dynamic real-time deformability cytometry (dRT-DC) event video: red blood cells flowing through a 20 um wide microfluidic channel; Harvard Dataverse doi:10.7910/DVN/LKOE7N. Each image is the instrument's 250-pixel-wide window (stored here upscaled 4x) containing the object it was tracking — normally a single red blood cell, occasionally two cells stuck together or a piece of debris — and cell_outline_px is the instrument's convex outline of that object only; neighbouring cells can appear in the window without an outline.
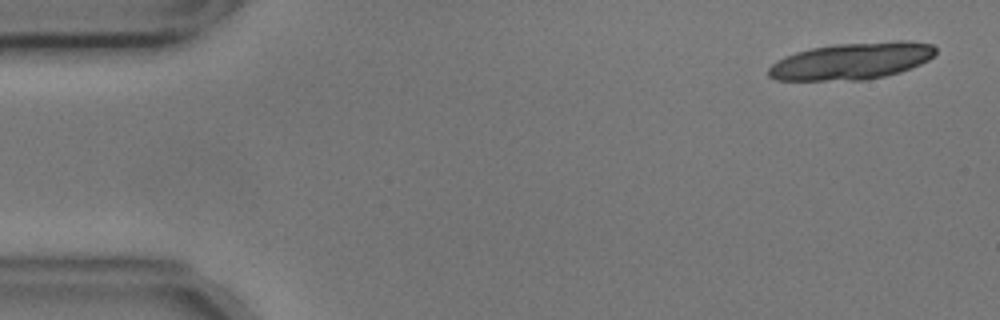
{"species": "common noctule bat (a hibernating species)", "species_latin": "Nyctalus noctula", "temperature_condition": "cold", "stored_images_in_passage": 17, "camera_frame_rate_fps": 3000, "um_per_image_px": 0.085, "animal": {"sex": "male", "body_mass_g": 17.9, "forearm_length_mm": 54.2}, "frame": {"image": 1, "passage_image": 1, "time_ms": 0.0, "image_size_px": [1000, 320], "cell_outline_px": [[936, 52], [928, 60], [920, 64], [900, 72], [884, 76], [864, 80], [776, 80], [768, 76], [768, 68], [772, 64], [784, 56], [796, 52], [812, 48], [836, 44], [896, 40], [908, 40], [932, 44], [936, 48]], "centroid_in_image_um": [72.41, 5.18], "position_along_channel_um": 12.6, "area_um2": 36.01}}